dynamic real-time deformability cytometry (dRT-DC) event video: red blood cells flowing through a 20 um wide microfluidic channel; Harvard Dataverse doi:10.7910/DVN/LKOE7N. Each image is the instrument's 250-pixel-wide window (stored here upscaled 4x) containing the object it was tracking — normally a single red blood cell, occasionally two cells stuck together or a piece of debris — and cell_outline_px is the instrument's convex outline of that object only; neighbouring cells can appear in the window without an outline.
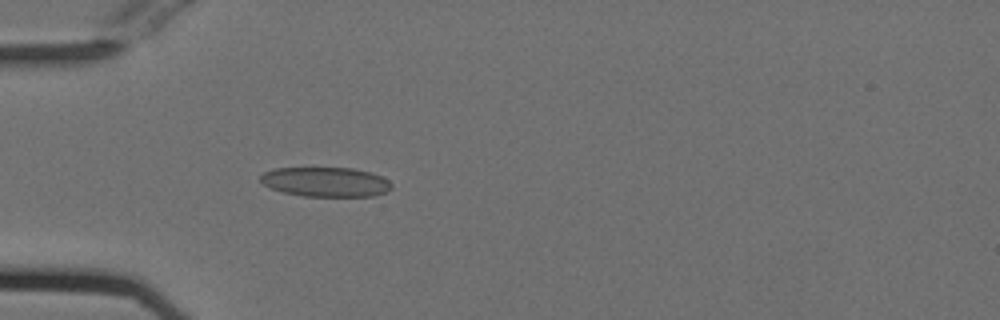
{"species": "Egyptian fruit bat (a non-hibernating species)", "species_latin": "Rousettus aegyptiacus", "temperature_condition": "cold", "stored_images_in_passage": 38, "camera_frame_rate_fps": 3000, "um_per_image_px": 0.085, "animal": {"sex": "female"}, "frame": {"image": 1, "passage_image": 3, "time_ms": 0.667, "image_size_px": [1000, 320], "cell_outline_px": [[392, 188], [388, 192], [372, 196], [304, 196], [284, 192], [272, 188], [264, 184], [260, 180], [260, 176], [264, 172], [276, 168], [352, 168], [372, 172], [388, 180], [392, 184]], "centroid_in_image_um": [27.72, 15.46], "position_along_channel_um": 57.3, "area_um2": 22.54}}
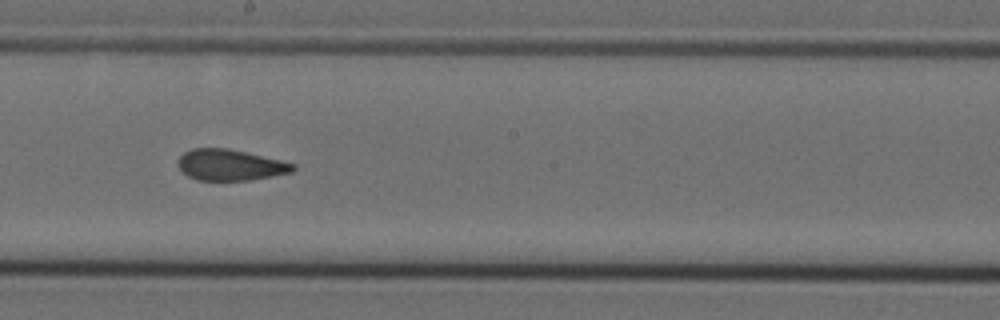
{"frame": {"image": 2, "passage_image": 17, "time_ms": 5.333, "image_size_px": [1000, 320], "cell_outline_px": [[296, 168], [292, 172], [248, 180], [196, 180], [188, 176], [176, 164], [176, 160], [184, 152], [192, 148], [228, 148], [280, 160], [296, 164]], "centroid_in_image_um": [19.53, 14.01], "position_along_channel_um": 228.7, "area_um2": 20.75}}
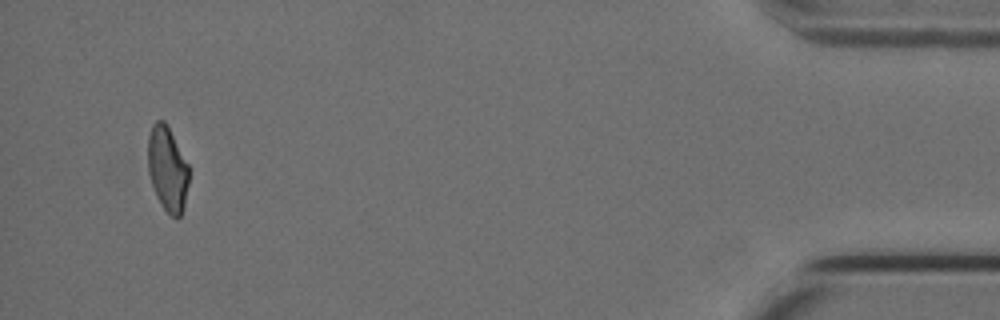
{"frame": {"image": 3, "passage_image": 38, "time_ms": 12.333, "image_size_px": [1000, 320], "cell_outline_px": [[188, 184], [184, 208], [180, 216], [176, 220], [164, 208], [156, 196], [148, 172], [148, 136], [152, 124], [156, 120], [164, 120], [168, 124], [188, 164]], "centroid_in_image_um": [14.23, 14.33], "position_along_channel_um": 421.0, "area_um2": 20.4}, "authors_computed_cell_mechanics": {"area_um2": 21.5594, "velocity_mm_per_s": 3.7867, "shape_relaxation_time_tau1_ms": null, "shape_relaxation_time_tau2_ms": 1.6163, "deformation_change_tau1": null, "deformation_change_tau2": 0.0949}}